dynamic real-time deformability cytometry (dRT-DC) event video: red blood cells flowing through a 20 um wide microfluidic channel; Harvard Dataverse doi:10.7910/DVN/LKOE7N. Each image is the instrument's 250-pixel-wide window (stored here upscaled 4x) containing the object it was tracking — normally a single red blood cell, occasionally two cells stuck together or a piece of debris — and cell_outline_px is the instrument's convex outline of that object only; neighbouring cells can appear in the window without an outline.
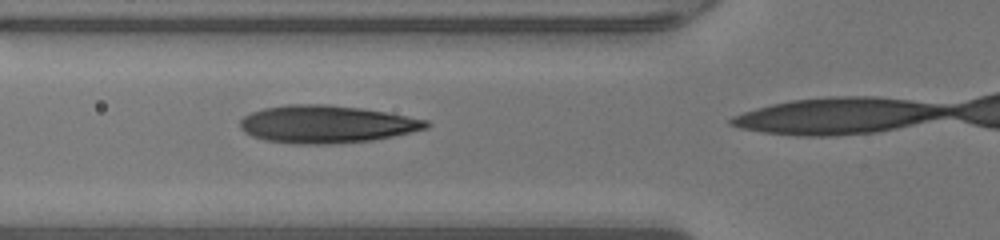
{"species": "human", "species_latin": "Homo sapiens", "temperature_condition": "warm", "stored_images_in_passage": 10, "camera_frame_rate_fps": 3000, "um_per_image_px": 0.085, "donor": {"sex": "male"}, "frame": {"image": 1, "passage_image": 9, "time_ms": 2.667, "image_size_px": [1000, 240], "cell_outline_px": [[432, 124], [428, 128], [412, 132], [372, 140], [332, 144], [296, 144], [264, 140], [252, 136], [244, 132], [240, 128], [240, 120], [244, 116], [252, 112], [264, 108], [284, 104], [328, 104], [360, 108], [388, 112], [428, 120]], "centroid_in_image_um": [27.75, 10.55], "position_along_channel_um": 98.0, "area_um2": 41.04}}